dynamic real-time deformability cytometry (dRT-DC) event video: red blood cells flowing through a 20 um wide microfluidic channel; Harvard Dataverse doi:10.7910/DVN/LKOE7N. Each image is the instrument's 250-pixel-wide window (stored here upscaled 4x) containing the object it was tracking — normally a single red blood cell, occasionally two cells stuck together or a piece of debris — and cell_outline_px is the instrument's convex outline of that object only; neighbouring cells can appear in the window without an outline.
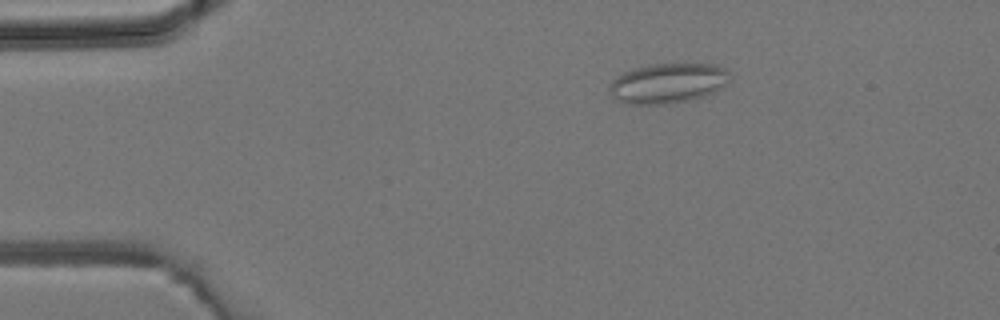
{"species": "common noctule bat (a hibernating species)", "species_latin": "Nyctalus noctula", "temperature_condition": "room temperature", "stored_images_in_passage": 40, "camera_frame_rate_fps": 3000, "um_per_image_px": 0.085, "animal": {"sex": "male", "body_mass_g": 19.2, "forearm_length_mm": 51.8}, "frame": {"image": 1, "passage_image": 3, "time_ms": 0.667, "image_size_px": [1000, 320], "cell_outline_px": [[732, 80], [728, 84], [704, 96], [688, 100], [668, 104], [628, 104], [612, 96], [608, 92], [608, 84], [612, 80], [624, 72], [636, 68], [652, 64], [716, 64], [724, 68], [728, 72]], "centroid_in_image_um": [56.78, 7.07], "position_along_channel_um": 28.2, "area_um2": 28.09}}
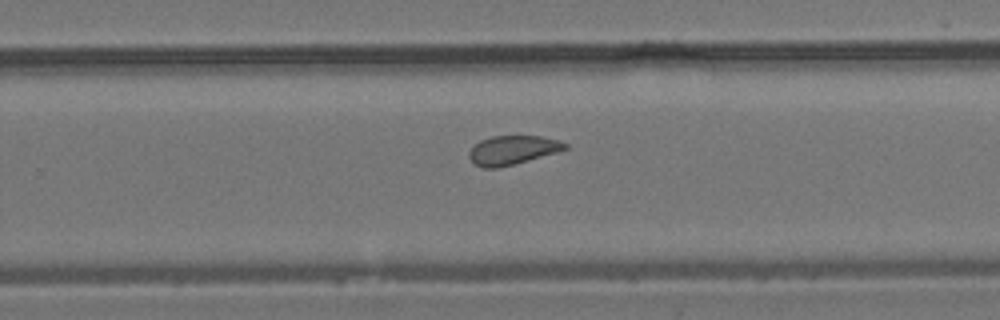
{"frame": {"image": 2, "passage_image": 24, "time_ms": 7.667, "image_size_px": [1000, 320], "cell_outline_px": [[568, 148], [556, 152], [512, 164], [496, 168], [484, 168], [476, 164], [468, 156], [468, 152], [480, 140], [492, 136], [540, 136], [556, 140], [568, 144]], "centroid_in_image_um": [43.54, 12.74], "position_along_channel_um": 286.3, "area_um2": 15.78}}
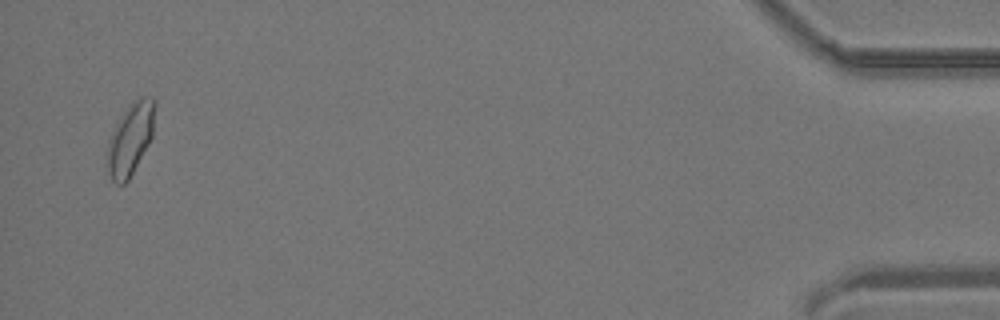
{"frame": {"image": 3, "passage_image": 39, "time_ms": 12.667, "image_size_px": [1000, 320], "cell_outline_px": [[156, 104], [152, 136], [148, 144], [128, 180], [124, 184], [116, 184], [112, 180], [108, 172], [108, 144], [112, 132], [120, 116], [128, 104], [132, 100], [152, 96], [156, 100]], "centroid_in_image_um": [11.1, 11.76], "position_along_channel_um": 424.1, "area_um2": 19.71}}